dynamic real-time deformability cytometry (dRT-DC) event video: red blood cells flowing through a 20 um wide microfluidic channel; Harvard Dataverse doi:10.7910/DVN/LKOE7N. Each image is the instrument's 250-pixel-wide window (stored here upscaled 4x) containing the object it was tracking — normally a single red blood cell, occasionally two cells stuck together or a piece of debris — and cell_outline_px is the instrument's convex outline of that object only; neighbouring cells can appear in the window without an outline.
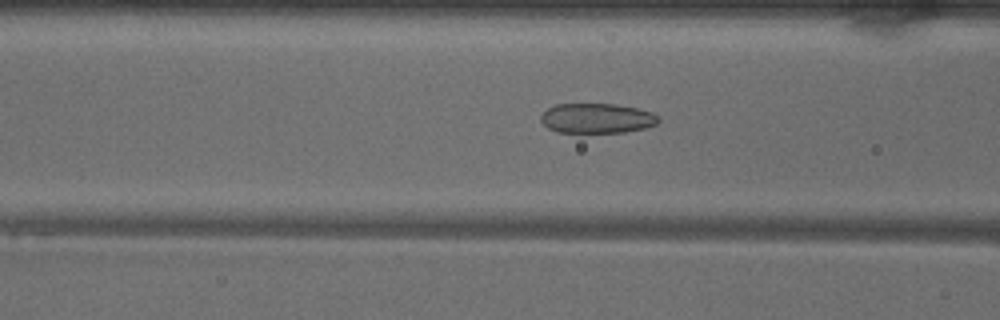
{"species": "common noctule bat (a hibernating species)", "species_latin": "Nyctalus noctula", "temperature_condition": "warm", "stored_images_in_passage": 49, "camera_frame_rate_fps": 3000, "um_per_image_px": 0.085, "animal": {"sex": "male", "body_mass_g": 18.8}, "frame": {"image": 1, "passage_image": 18, "time_ms": 5.667, "image_size_px": [1000, 320], "cell_outline_px": [[660, 120], [656, 124], [644, 128], [624, 132], [556, 132], [548, 128], [540, 120], [540, 116], [548, 108], [556, 104], [616, 104], [636, 108], [652, 112]], "centroid_in_image_um": [50.71, 10.05], "position_along_channel_um": 115.9, "area_um2": 20.35}}
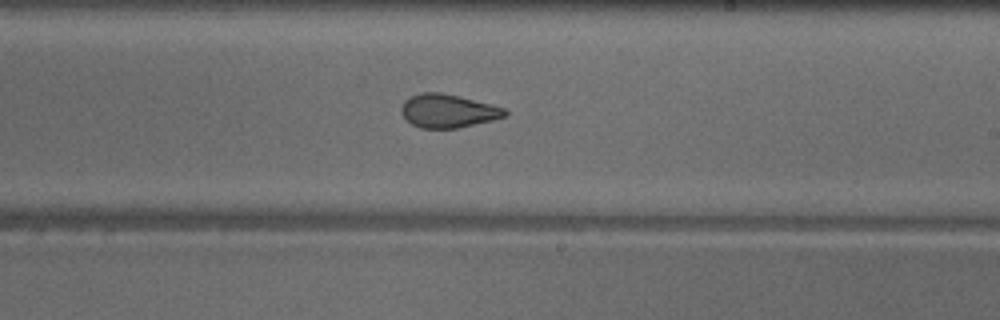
{"frame": {"image": 2, "passage_image": 28, "time_ms": 9.0, "image_size_px": [1000, 320], "cell_outline_px": [[508, 116], [492, 120], [456, 128], [420, 128], [412, 124], [404, 116], [400, 108], [404, 100], [420, 92], [440, 92], [460, 96], [504, 108], [508, 112]], "centroid_in_image_um": [38.07, 9.42], "position_along_channel_um": 250.9, "area_um2": 20.06}}
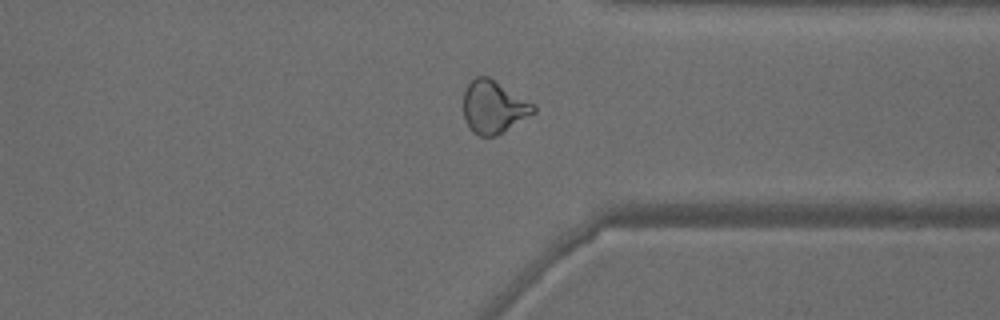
{"frame": {"image": 3, "passage_image": 37, "time_ms": 12.0, "image_size_px": [1000, 320], "cell_outline_px": [[536, 112], [496, 136], [480, 136], [472, 132], [464, 120], [464, 88], [476, 76], [488, 76], [536, 104]], "centroid_in_image_um": [41.96, 9.09], "position_along_channel_um": 369.4, "area_um2": 21.68}, "authors_computed_cell_mechanics": {"area_um2": 22.7154, "velocity_mm_per_s": 4.0476, "shape_relaxation_time_tau1_ms": null, "shape_relaxation_time_tau2_ms": 1.7193, "deformation_change_tau1": null, "deformation_change_tau2": 0.0815}}